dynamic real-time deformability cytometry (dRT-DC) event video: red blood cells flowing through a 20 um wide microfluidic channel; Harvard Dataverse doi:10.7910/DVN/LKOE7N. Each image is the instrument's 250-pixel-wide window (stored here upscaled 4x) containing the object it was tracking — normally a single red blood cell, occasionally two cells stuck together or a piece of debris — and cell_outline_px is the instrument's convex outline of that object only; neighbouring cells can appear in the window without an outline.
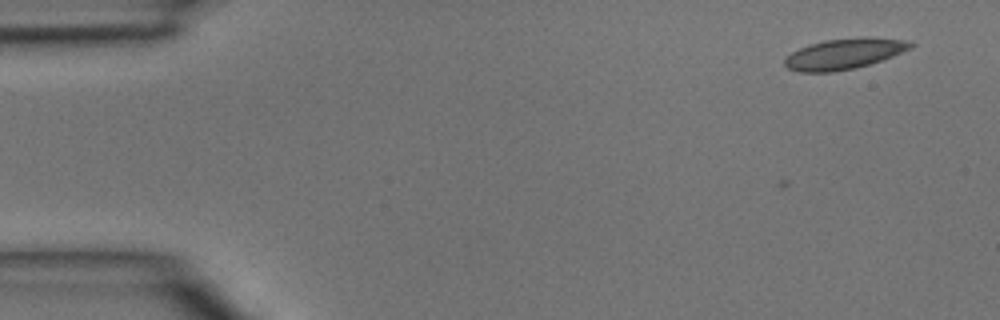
{"species": "common noctule bat (a hibernating species)", "species_latin": "Nyctalus noctula", "temperature_condition": "room temperature", "stored_images_in_passage": 2, "camera_frame_rate_fps": 3000, "um_per_image_px": 0.085, "animal": {"sex": "male", "body_mass_g": 15.6}, "frame": {"image": 1, "passage_image": 2, "time_ms": 0.333, "image_size_px": [1000, 320], "cell_outline_px": [[916, 44], [912, 48], [892, 56], [868, 64], [852, 68], [832, 72], [800, 72], [788, 68], [784, 64], [784, 60], [792, 52], [808, 44], [824, 40], [904, 40]], "centroid_in_image_um": [71.66, 4.63], "position_along_channel_um": 13.3, "area_um2": 21.21}}